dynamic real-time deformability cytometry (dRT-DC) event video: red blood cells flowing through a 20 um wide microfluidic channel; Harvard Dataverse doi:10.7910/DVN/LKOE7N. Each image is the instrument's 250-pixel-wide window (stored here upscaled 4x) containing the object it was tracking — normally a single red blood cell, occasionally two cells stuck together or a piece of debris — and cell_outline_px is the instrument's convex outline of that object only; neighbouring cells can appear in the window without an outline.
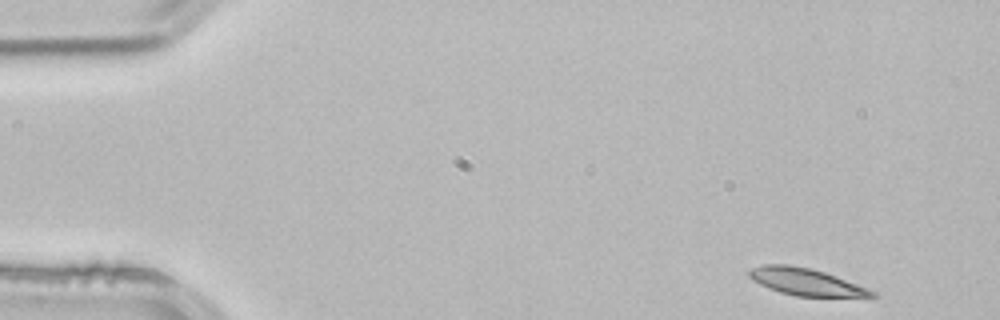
{"species": "common noctule bat (a hibernating species)", "species_latin": "Nyctalus noctula", "temperature_condition": "room temperature", "stored_images_in_passage": 3, "camera_frame_rate_fps": 3000, "um_per_image_px": 0.085, "animal": {"sex": "male", "body_mass_g": 21.5, "forearm_length_mm": 52.0}, "frame": {"image": 1, "passage_image": 1, "time_ms": 0.0, "image_size_px": [1000, 320], "cell_outline_px": [[880, 296], [796, 296], [780, 292], [768, 288], [752, 280], [748, 276], [748, 272], [752, 268], [764, 264], [788, 264], [808, 268], [824, 272], [836, 276], [868, 288], [876, 292]], "centroid_in_image_um": [68.47, 23.95], "position_along_channel_um": 16.5, "area_um2": 19.13}}